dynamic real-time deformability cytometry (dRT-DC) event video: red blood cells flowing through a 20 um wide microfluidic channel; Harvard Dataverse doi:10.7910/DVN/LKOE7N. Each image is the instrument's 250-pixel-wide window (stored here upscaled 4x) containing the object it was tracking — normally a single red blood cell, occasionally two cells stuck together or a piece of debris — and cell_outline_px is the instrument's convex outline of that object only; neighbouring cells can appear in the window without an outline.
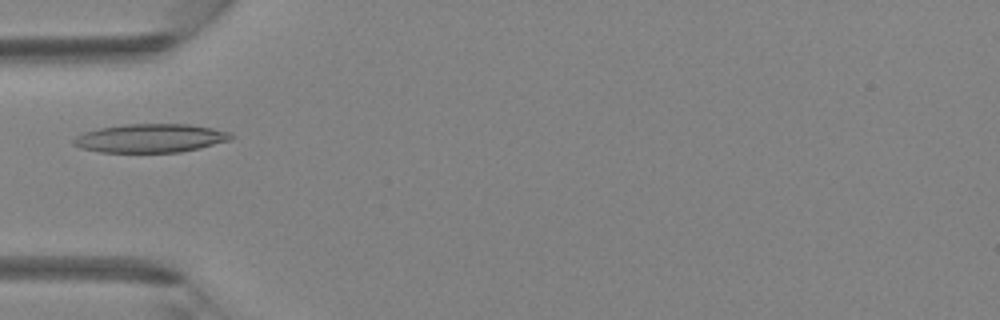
{"species": "Egyptian fruit bat (a non-hibernating species)", "species_latin": "Rousettus aegyptiacus", "temperature_condition": "room temperature", "stored_images_in_passage": 5, "camera_frame_rate_fps": 3000, "um_per_image_px": 0.085, "animal": {"sex": "female"}, "frame": {"image": 1, "passage_image": 5, "time_ms": 1.333, "image_size_px": [1000, 320], "cell_outline_px": [[232, 140], [200, 148], [180, 152], [100, 152], [80, 148], [72, 144], [72, 140], [76, 136], [84, 132], [100, 128], [124, 124], [188, 124], [212, 128], [232, 132]], "centroid_in_image_um": [12.8, 11.75], "position_along_channel_um": 72.2, "area_um2": 26.36}}